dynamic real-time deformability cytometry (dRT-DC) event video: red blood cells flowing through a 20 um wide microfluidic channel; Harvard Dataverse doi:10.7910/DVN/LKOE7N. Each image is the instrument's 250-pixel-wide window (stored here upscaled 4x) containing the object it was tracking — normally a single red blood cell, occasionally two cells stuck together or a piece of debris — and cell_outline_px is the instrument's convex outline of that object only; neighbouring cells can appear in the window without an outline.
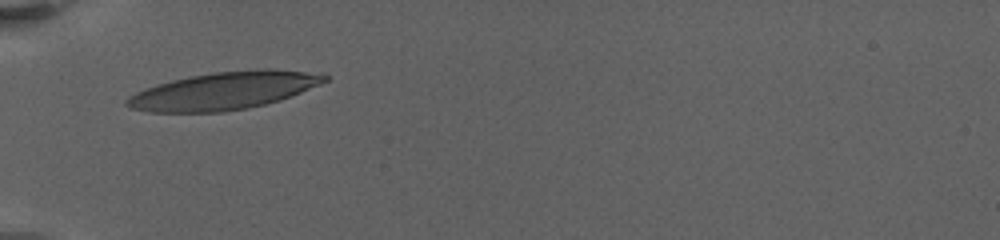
{"species": "human", "species_latin": "Homo sapiens", "temperature_condition": "warm", "stored_images_in_passage": 19, "camera_frame_rate_fps": 3000, "um_per_image_px": 0.085, "donor": {"sex": "female"}, "frame": {"image": 1, "passage_image": 1, "time_ms": 0.0, "image_size_px": [1000, 240], "cell_outline_px": [[328, 80], [320, 84], [292, 96], [280, 100], [248, 108], [224, 112], [148, 112], [128, 108], [124, 104], [124, 100], [128, 96], [136, 92], [156, 84], [188, 76], [212, 72], [260, 68], [276, 68], [320, 72], [328, 76]], "centroid_in_image_um": [19.05, 7.7], "position_along_channel_um": 65.9, "area_um2": 44.04}}
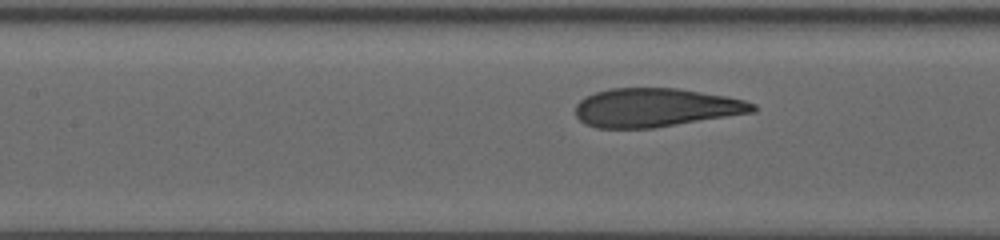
{"frame": {"image": 2, "passage_image": 14, "time_ms": 3.0, "image_size_px": [1000, 240], "cell_outline_px": [[760, 108], [756, 112], [652, 128], [596, 128], [584, 124], [576, 116], [576, 104], [584, 96], [608, 88], [680, 88], [724, 96], [744, 100], [756, 104]], "centroid_in_image_um": [55.73, 9.14], "position_along_channel_um": 151.7, "area_um2": 40.17}}
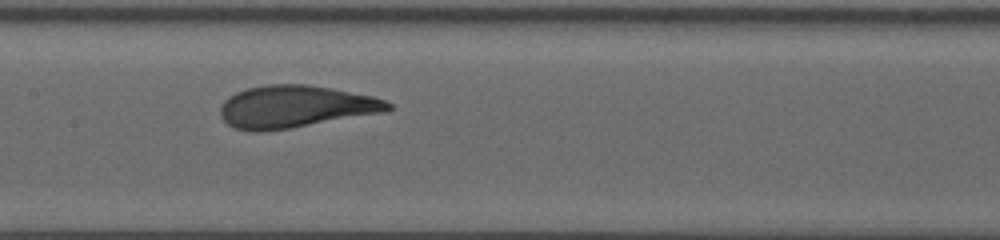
{"frame": {"image": 3, "passage_image": 18, "time_ms": 4.0, "image_size_px": [1000, 240], "cell_outline_px": [[392, 108], [380, 112], [288, 128], [236, 128], [228, 124], [220, 116], [220, 104], [228, 96], [236, 92], [248, 88], [268, 84], [308, 84], [332, 88], [372, 96], [384, 100], [392, 104]], "centroid_in_image_um": [25.09, 9.01], "position_along_channel_um": 182.3, "area_um2": 40.0}}